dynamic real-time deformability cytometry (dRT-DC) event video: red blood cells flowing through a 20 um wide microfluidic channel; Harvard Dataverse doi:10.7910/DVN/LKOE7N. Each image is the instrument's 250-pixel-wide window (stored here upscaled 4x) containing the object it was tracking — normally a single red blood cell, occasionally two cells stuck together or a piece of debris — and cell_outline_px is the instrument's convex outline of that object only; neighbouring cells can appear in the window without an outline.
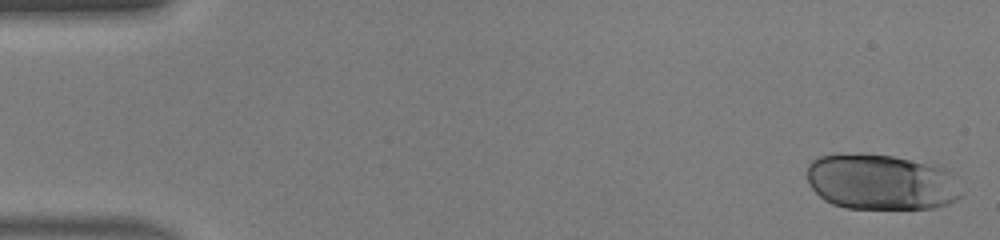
{"species": "human", "species_latin": "Homo sapiens", "temperature_condition": "warm", "stored_images_in_passage": 17, "camera_frame_rate_fps": 3000, "um_per_image_px": 0.085, "donor": {"sex": "male"}, "frame": {"image": 1, "passage_image": 1, "time_ms": 0.0, "image_size_px": [1000, 240], "cell_outline_px": [[960, 196], [956, 200], [948, 204], [936, 208], [844, 208], [832, 204], [824, 200], [808, 184], [808, 164], [816, 156], [860, 152], [892, 156], [944, 168], [948, 172]], "centroid_in_image_um": [74.79, 15.47], "position_along_channel_um": 10.2, "area_um2": 49.71}}
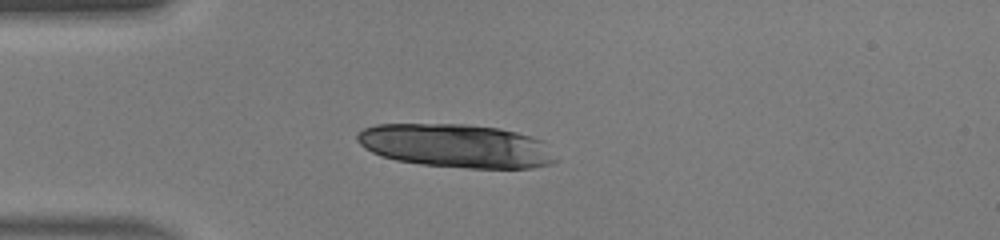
{"frame": {"image": 2, "passage_image": 12, "time_ms": 3.667, "image_size_px": [1000, 240], "cell_outline_px": [[560, 160], [552, 164], [532, 168], [468, 168], [420, 164], [396, 160], [380, 156], [364, 148], [356, 140], [356, 132], [364, 128], [376, 124], [464, 124], [500, 128], [532, 136], [544, 140]], "centroid_in_image_um": [38.81, 12.4], "position_along_channel_um": 46.2, "area_um2": 50.98}}